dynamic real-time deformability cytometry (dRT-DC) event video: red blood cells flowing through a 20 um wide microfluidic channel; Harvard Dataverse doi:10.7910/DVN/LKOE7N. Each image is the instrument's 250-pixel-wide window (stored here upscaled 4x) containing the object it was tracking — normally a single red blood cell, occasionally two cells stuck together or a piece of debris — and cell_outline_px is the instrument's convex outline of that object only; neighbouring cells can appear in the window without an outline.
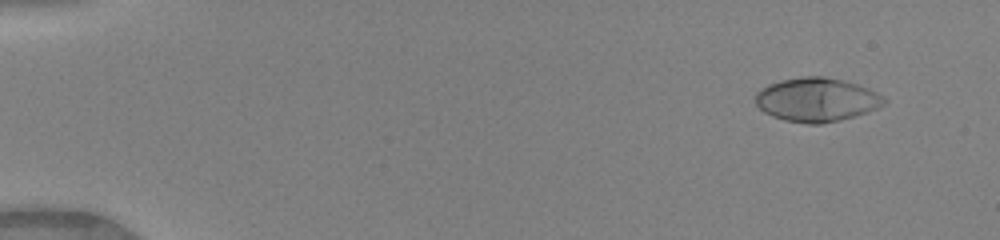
{"species": "human", "species_latin": "Homo sapiens", "temperature_condition": "warm", "stored_images_in_passage": 49, "camera_frame_rate_fps": 3000, "um_per_image_px": 0.085, "donor": {"sex": "female"}, "frame": {"image": 1, "passage_image": 4, "time_ms": 1.0, "image_size_px": [1000, 240], "cell_outline_px": [[888, 100], [884, 104], [876, 108], [840, 120], [820, 124], [808, 124], [784, 120], [772, 116], [764, 112], [756, 104], [756, 92], [760, 88], [768, 84], [780, 80], [804, 76], [824, 76], [856, 84], [868, 88], [884, 96]], "centroid_in_image_um": [69.39, 8.47], "position_along_channel_um": 15.6, "area_um2": 32.71}}
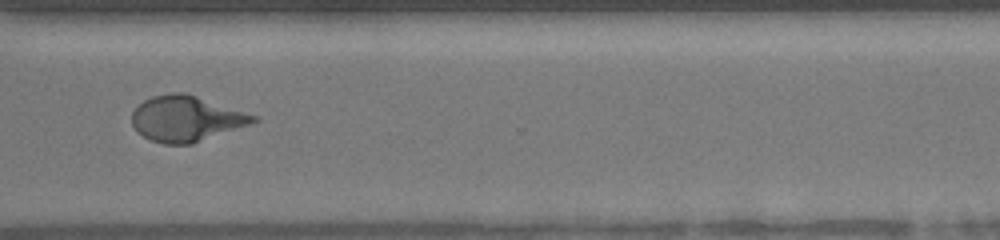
{"frame": {"image": 2, "passage_image": 38, "time_ms": 12.333, "image_size_px": [1000, 240], "cell_outline_px": [[260, 120], [192, 144], [164, 144], [152, 140], [144, 136], [132, 124], [132, 112], [144, 100], [152, 96], [172, 92], [184, 92], [260, 116]], "centroid_in_image_um": [15.85, 10.07], "position_along_channel_um": 354.7, "area_um2": 32.02}}
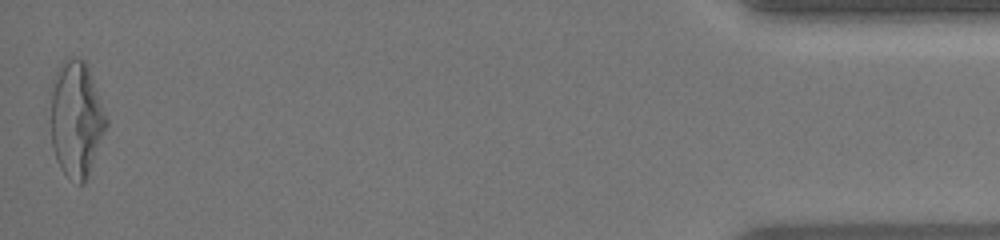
{"frame": {"image": 3, "passage_image": 49, "time_ms": 16.0, "image_size_px": [1000, 240], "cell_outline_px": [[108, 124], [88, 172], [84, 180], [80, 184], [68, 176], [60, 168], [56, 160], [52, 148], [52, 80], [56, 68], [68, 56], [72, 56], [84, 60], [88, 64], [108, 120]], "centroid_in_image_um": [6.48, 10.03], "position_along_channel_um": 428.7, "area_um2": 37.22}, "authors_computed_cell_mechanics": {"area_um2": 31.3276, "velocity_mm_per_s": 4.1511, "shape_relaxation_time_tau1_ms": 5.1693, "shape_relaxation_time_tau2_ms": null, "deformation_change_tau1": 0.2486, "deformation_change_tau2": null}}